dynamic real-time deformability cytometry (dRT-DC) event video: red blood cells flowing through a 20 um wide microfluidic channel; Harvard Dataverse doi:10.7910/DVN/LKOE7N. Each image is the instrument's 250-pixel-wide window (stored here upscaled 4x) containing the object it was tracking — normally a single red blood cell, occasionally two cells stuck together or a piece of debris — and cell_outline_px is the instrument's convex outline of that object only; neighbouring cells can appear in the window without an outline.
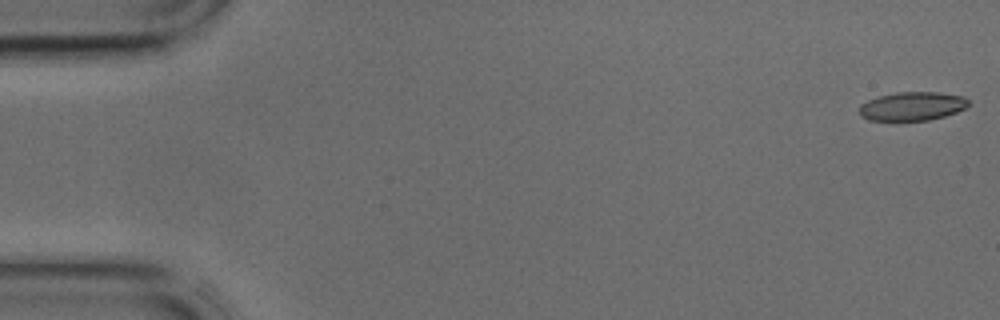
{"species": "common noctule bat (a hibernating species)", "species_latin": "Nyctalus noctula", "temperature_condition": "cold", "stored_images_in_passage": 7, "camera_frame_rate_fps": 3000, "um_per_image_px": 0.085, "animal": {"sex": "male", "body_mass_g": 17.9, "forearm_length_mm": 54.2}, "frame": {"image": 1, "passage_image": 1, "time_ms": 0.0, "image_size_px": [1000, 320], "cell_outline_px": [[968, 104], [964, 108], [956, 112], [944, 116], [928, 120], [868, 120], [860, 116], [860, 104], [868, 100], [880, 96], [896, 92], [940, 92], [964, 96], [968, 100]], "centroid_in_image_um": [77.53, 9.02], "position_along_channel_um": 7.5, "area_um2": 18.15}}